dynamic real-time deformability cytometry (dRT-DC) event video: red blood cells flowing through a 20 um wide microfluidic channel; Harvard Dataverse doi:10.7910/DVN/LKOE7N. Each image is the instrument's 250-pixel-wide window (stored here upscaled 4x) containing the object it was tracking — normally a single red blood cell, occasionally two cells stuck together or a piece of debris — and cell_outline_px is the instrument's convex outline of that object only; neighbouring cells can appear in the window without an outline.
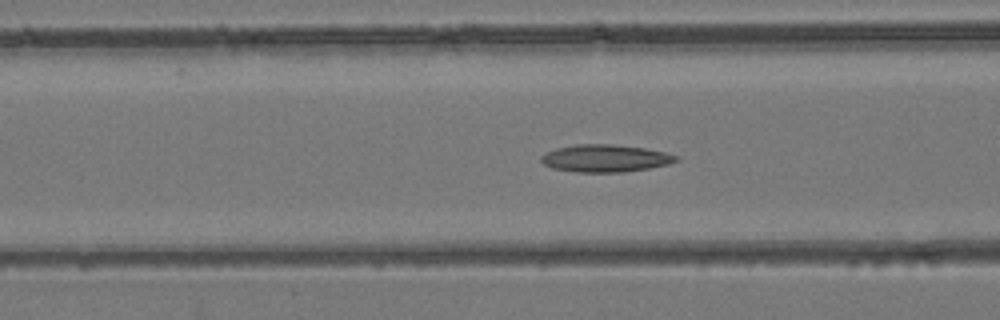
{"species": "common noctule bat (a hibernating species)", "species_latin": "Nyctalus noctula", "temperature_condition": "room temperature", "stored_images_in_passage": 43, "camera_frame_rate_fps": 3000, "um_per_image_px": 0.085, "animal": {"sex": "female", "body_mass_g": 24.6, "forearm_length_mm": 56.2}, "frame": {"image": 1, "passage_image": 14, "time_ms": 4.333, "image_size_px": [1000, 320], "cell_outline_px": [[680, 160], [668, 164], [648, 168], [624, 172], [576, 172], [552, 168], [544, 164], [540, 160], [540, 156], [556, 148], [576, 144], [612, 144], [644, 148], [664, 152], [680, 156]], "centroid_in_image_um": [51.46, 13.45], "position_along_channel_um": 115.1, "area_um2": 21.56}}
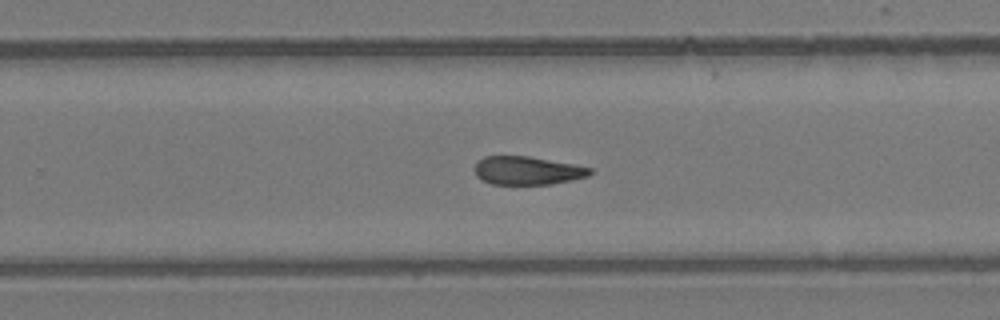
{"frame": {"image": 2, "passage_image": 26, "time_ms": 8.333, "image_size_px": [1000, 320], "cell_outline_px": [[592, 172], [588, 176], [572, 180], [552, 184], [492, 184], [476, 176], [476, 160], [484, 156], [528, 156], [572, 164], [592, 168]], "centroid_in_image_um": [44.82, 14.49], "position_along_channel_um": 285.0, "area_um2": 18.9}}
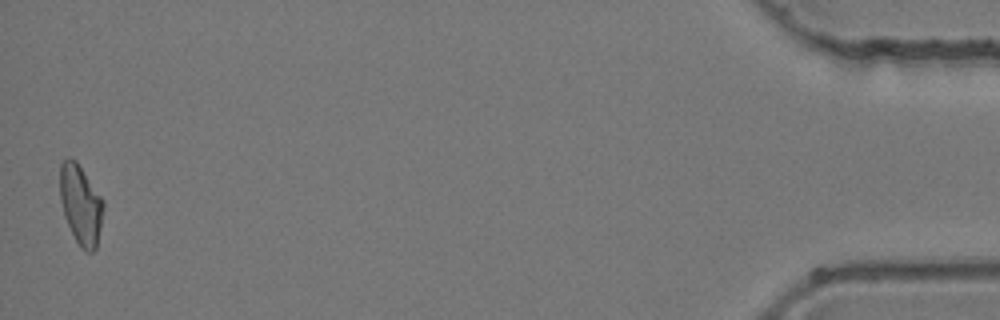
{"frame": {"image": 3, "passage_image": 43, "time_ms": 14.0, "image_size_px": [1000, 320], "cell_outline_px": [[104, 208], [96, 248], [92, 252], [84, 252], [80, 248], [64, 216], [60, 200], [60, 164], [68, 156], [76, 160], [104, 200]], "centroid_in_image_um": [6.86, 17.38], "position_along_channel_um": 428.3, "area_um2": 20.23}}